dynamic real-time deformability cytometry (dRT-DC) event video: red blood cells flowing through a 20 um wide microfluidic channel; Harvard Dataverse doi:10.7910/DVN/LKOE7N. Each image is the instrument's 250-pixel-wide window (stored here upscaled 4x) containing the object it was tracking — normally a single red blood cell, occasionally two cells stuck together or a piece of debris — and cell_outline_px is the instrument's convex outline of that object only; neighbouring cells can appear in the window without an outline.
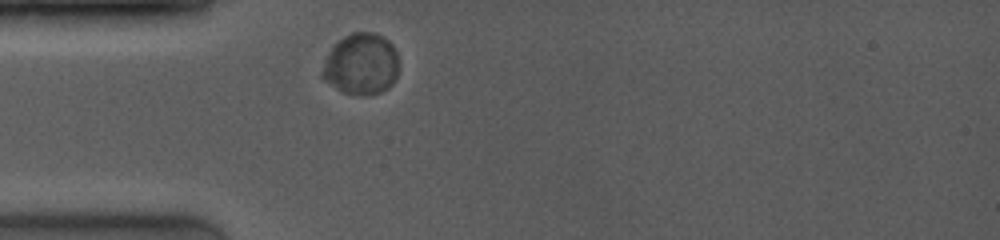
{"species": "common noctule bat (a hibernating species)", "species_latin": "Nyctalus noctula", "temperature_condition": "room temperature", "stored_images_in_passage": 34, "camera_frame_rate_fps": 4000, "um_per_image_px": 0.085, "animal": {"sex": "female", "body_mass_g": 19.0, "forearm_length_mm": 53.3}, "frame": {"image": 1, "passage_image": 2, "time_ms": 0.5, "image_size_px": [1000, 240], "cell_outline_px": [[396, 76], [392, 84], [388, 88], [380, 92], [364, 96], [360, 96], [344, 92], [336, 88], [324, 80], [320, 76], [324, 60], [328, 52], [344, 36], [352, 32], [372, 32], [384, 36], [392, 44], [396, 52]], "centroid_in_image_um": [30.67, 5.45], "position_along_channel_um": 54.3, "area_um2": 27.34}}
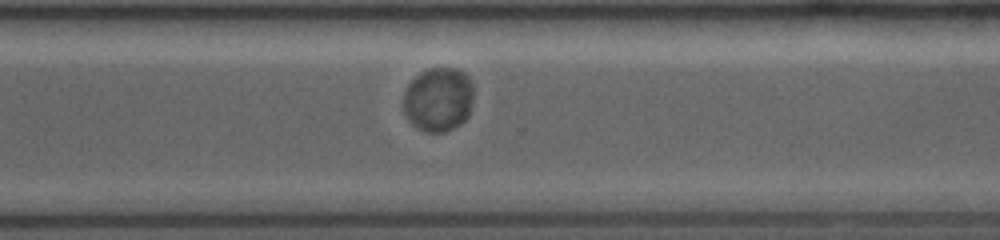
{"frame": {"image": 2, "passage_image": 24, "time_ms": 7.75, "image_size_px": [1000, 240], "cell_outline_px": [[472, 100], [468, 116], [460, 124], [444, 132], [424, 132], [412, 124], [408, 120], [404, 112], [404, 92], [408, 84], [420, 72], [428, 68], [456, 68], [464, 72], [468, 76], [472, 84]], "centroid_in_image_um": [37.25, 8.44], "position_along_channel_um": 333.4, "area_um2": 26.3}}
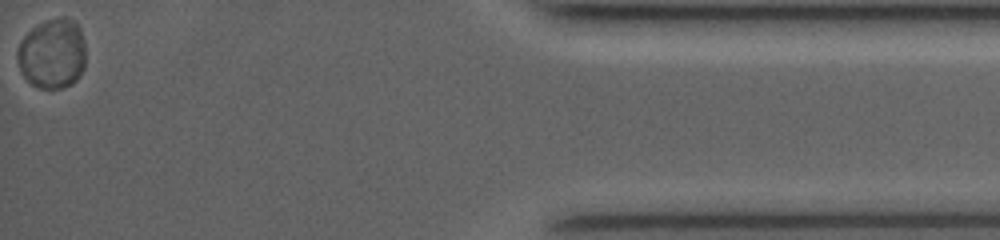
{"frame": {"image": 3, "passage_image": 34, "time_ms": 11.75, "image_size_px": [1000, 240], "cell_outline_px": [[84, 68], [76, 80], [72, 84], [60, 88], [40, 88], [32, 84], [24, 76], [20, 68], [16, 56], [16, 52], [20, 40], [32, 28], [48, 20], [64, 16], [72, 20], [80, 28], [84, 40]], "centroid_in_image_um": [4.44, 4.56], "position_along_channel_um": 430.8, "area_um2": 27.74}, "authors_computed_cell_mechanics": {"area_um2": 27.2527, "velocity_mm_per_s": 3.9265, "shape_relaxation_time_tau1_ms": 1.7391, "shape_relaxation_time_tau2_ms": null, "deformation_change_tau1": 0.0184, "deformation_change_tau2": null}}